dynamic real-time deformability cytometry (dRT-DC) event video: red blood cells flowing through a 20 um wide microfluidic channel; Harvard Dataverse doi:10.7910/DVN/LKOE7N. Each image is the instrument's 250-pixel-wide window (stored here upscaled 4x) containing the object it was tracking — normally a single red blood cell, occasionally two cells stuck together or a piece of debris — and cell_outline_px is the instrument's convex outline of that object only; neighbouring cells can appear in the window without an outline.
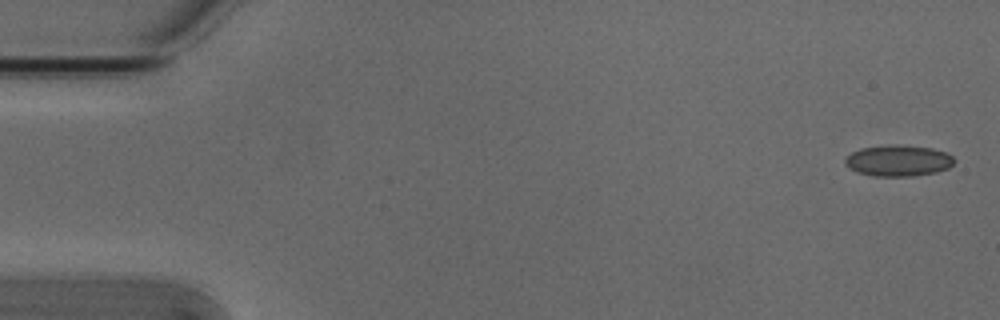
{"species": "Egyptian fruit bat (a non-hibernating species)", "species_latin": "Rousettus aegyptiacus", "temperature_condition": "cold", "stored_images_in_passage": 6, "camera_frame_rate_fps": 3000, "um_per_image_px": 0.085, "animal": {"sex": "male"}, "frame": {"image": 1, "passage_image": 1, "time_ms": 0.0, "image_size_px": [1000, 320], "cell_outline_px": [[956, 160], [948, 168], [936, 172], [912, 176], [872, 176], [856, 172], [844, 164], [844, 160], [852, 152], [860, 148], [932, 148], [948, 152]], "centroid_in_image_um": [76.37, 13.72], "position_along_channel_um": 8.6, "area_um2": 18.9}}
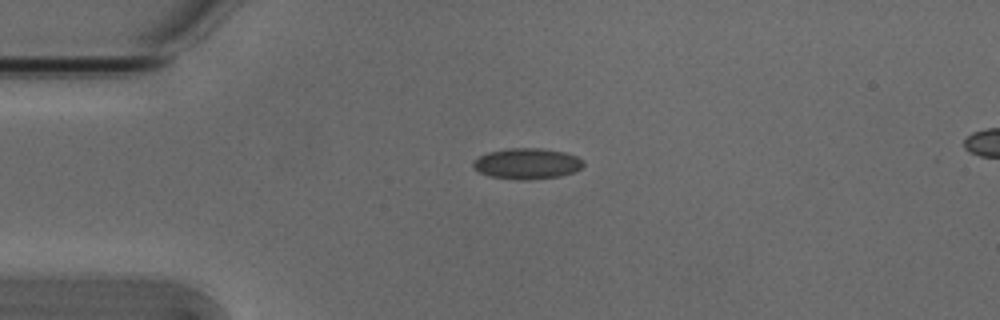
{"frame": {"image": 2, "passage_image": 4, "time_ms": 1.0, "image_size_px": [1000, 320], "cell_outline_px": [[584, 164], [580, 168], [572, 172], [560, 176], [528, 180], [520, 180], [488, 176], [472, 168], [472, 160], [488, 152], [508, 148], [544, 148], [564, 152], [576, 156], [584, 160]], "centroid_in_image_um": [44.77, 13.9], "position_along_channel_um": 40.2, "area_um2": 19.94}}
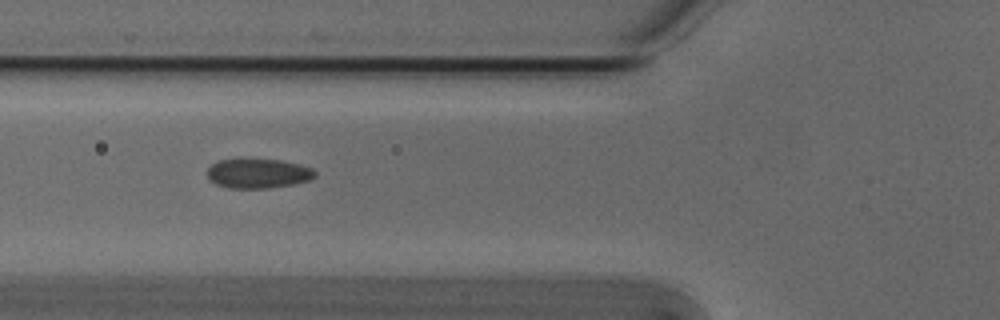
{"frame": {"image": 3, "passage_image": 6, "time_ms": 1.667, "image_size_px": [1000, 320], "cell_outline_px": [[316, 176], [308, 180], [292, 184], [268, 188], [228, 188], [216, 184], [208, 180], [208, 168], [216, 160], [236, 156], [280, 160], [312, 168], [316, 172]], "centroid_in_image_um": [21.85, 14.69], "position_along_channel_um": 104.0, "area_um2": 19.19}}